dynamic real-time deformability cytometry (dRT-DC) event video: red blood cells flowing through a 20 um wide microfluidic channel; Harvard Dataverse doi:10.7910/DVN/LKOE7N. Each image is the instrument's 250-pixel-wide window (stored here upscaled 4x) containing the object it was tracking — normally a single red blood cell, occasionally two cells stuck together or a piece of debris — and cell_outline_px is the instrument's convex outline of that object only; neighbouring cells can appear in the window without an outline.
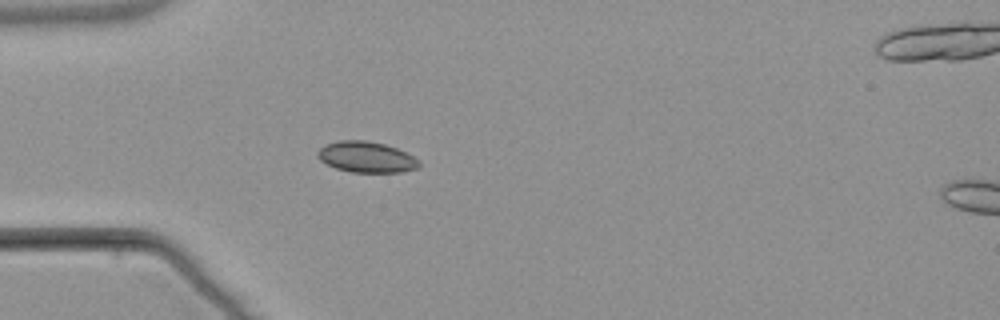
{"species": "common noctule bat (a hibernating species)", "species_latin": "Nyctalus noctula", "temperature_condition": "warm", "stored_images_in_passage": 5, "camera_frame_rate_fps": 3000, "um_per_image_px": 0.085, "animal": {"sex": "male", "body_mass_g": 21.5, "forearm_length_mm": 52.0}, "frame": {"image": 1, "passage_image": 4, "time_ms": 4.333, "image_size_px": [1000, 320], "cell_outline_px": [[420, 164], [416, 168], [400, 172], [352, 172], [336, 168], [320, 160], [316, 156], [316, 152], [324, 144], [336, 140], [364, 140], [384, 144], [396, 148], [420, 160]], "centroid_in_image_um": [31.09, 13.34], "position_along_channel_um": 53.9, "area_um2": 18.21}}